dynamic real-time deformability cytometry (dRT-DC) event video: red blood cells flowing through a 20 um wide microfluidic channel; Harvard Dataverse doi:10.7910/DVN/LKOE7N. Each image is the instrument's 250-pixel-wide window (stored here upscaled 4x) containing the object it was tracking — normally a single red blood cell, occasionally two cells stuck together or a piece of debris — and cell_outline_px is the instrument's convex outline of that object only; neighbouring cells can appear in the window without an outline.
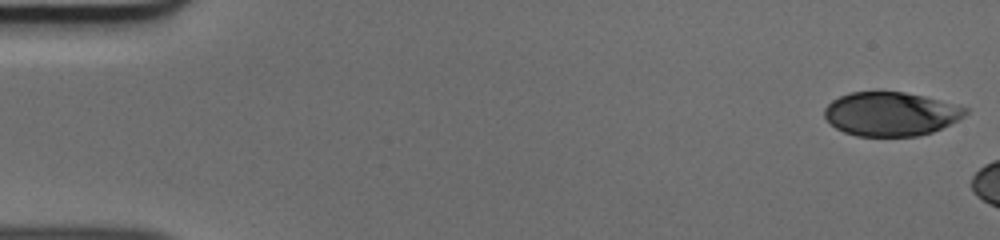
{"species": "human", "species_latin": "Homo sapiens", "temperature_condition": "cold", "stored_images_in_passage": 7, "camera_frame_rate_fps": 3000, "um_per_image_px": 0.085, "donor": {"sex": "male"}, "frame": {"image": 1, "passage_image": 1, "time_ms": 0.0, "image_size_px": [1000, 240], "cell_outline_px": [[968, 112], [964, 116], [932, 132], [916, 136], [856, 136], [844, 132], [836, 128], [824, 116], [824, 108], [832, 100], [840, 96], [852, 92], [904, 92], [924, 96], [968, 108]], "centroid_in_image_um": [75.69, 9.68], "position_along_channel_um": 9.3, "area_um2": 35.72}}